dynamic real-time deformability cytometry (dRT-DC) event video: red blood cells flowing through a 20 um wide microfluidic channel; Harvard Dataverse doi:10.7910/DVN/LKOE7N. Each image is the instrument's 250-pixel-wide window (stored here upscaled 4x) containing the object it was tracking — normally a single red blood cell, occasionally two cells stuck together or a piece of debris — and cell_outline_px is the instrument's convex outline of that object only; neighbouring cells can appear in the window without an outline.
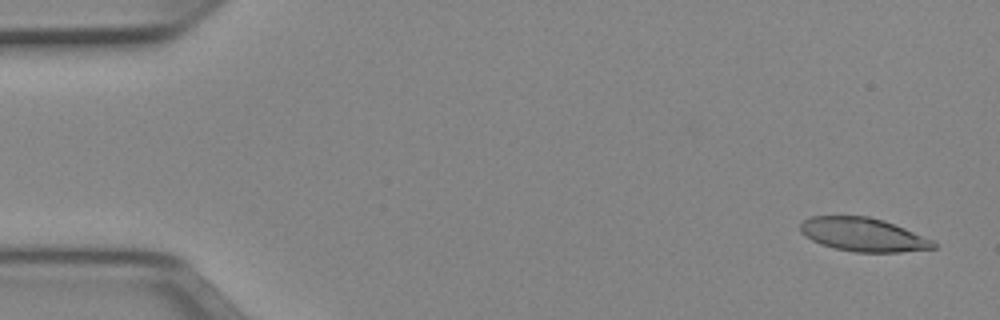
{"species": "Egyptian fruit bat (a non-hibernating species)", "species_latin": "Rousettus aegyptiacus", "temperature_condition": "cold", "stored_images_in_passage": 52, "segment_of_instrument_passage": [1, 2], "camera_frame_rate_fps": 3000, "um_per_image_px": 0.085, "animal": {"sex": "female"}, "frame": {"image": 1, "passage_image": 2, "time_ms": 0.333, "image_size_px": [1000, 320], "cell_outline_px": [[936, 248], [900, 252], [856, 252], [836, 248], [820, 244], [804, 236], [800, 232], [800, 224], [804, 220], [812, 216], [868, 216], [884, 220], [904, 228], [932, 240], [936, 244]], "centroid_in_image_um": [73.34, 19.94], "position_along_channel_um": 11.7, "area_um2": 25.89}}
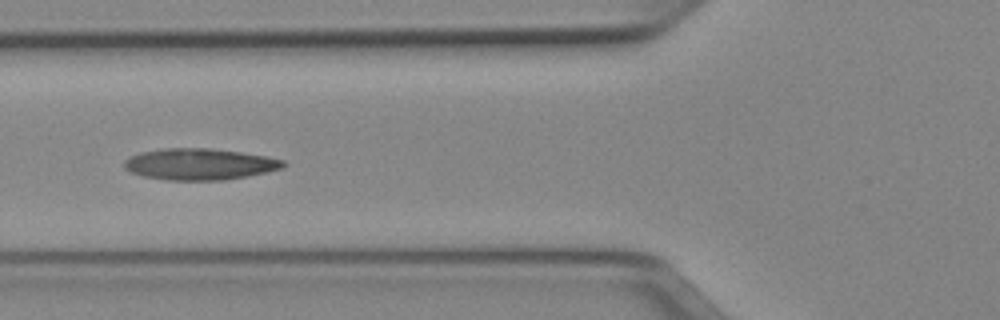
{"frame": {"image": 2, "passage_image": 19, "time_ms": 6.0, "image_size_px": [1000, 320], "cell_outline_px": [[288, 164], [284, 168], [248, 176], [224, 180], [168, 180], [144, 176], [132, 172], [124, 168], [124, 160], [140, 152], [164, 148], [208, 148], [240, 152], [264, 156], [284, 160]], "centroid_in_image_um": [16.99, 13.95], "position_along_channel_um": 108.8, "area_um2": 29.02}}
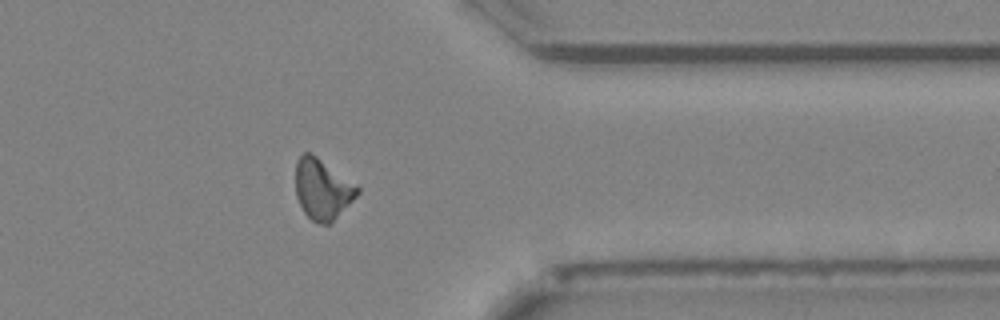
{"frame": {"image": 3, "passage_image": 41, "time_ms": 13.333, "image_size_px": [1000, 320], "cell_outline_px": [[360, 192], [328, 224], [316, 224], [304, 212], [296, 196], [296, 160], [304, 152], [312, 152], [356, 184], [360, 188]], "centroid_in_image_um": [27.38, 16.04], "position_along_channel_um": 384.0, "area_um2": 21.62}}